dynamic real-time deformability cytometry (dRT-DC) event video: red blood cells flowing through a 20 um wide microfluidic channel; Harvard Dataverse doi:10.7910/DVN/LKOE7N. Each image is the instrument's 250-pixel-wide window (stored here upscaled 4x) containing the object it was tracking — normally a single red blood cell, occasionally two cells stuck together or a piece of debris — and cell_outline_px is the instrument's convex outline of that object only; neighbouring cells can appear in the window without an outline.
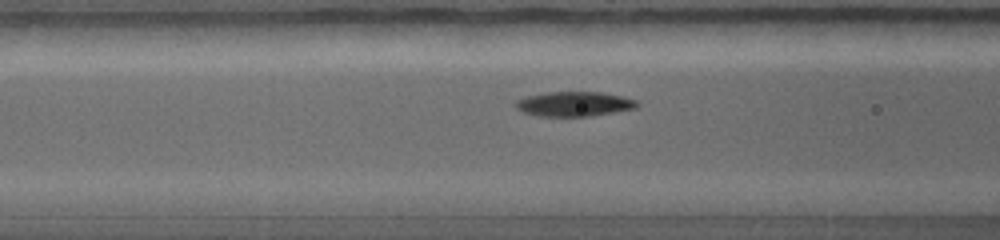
{"species": "common noctule bat (a hibernating species)", "species_latin": "Nyctalus noctula", "temperature_condition": "warm", "stored_images_in_passage": 38, "camera_frame_rate_fps": 5000, "um_per_image_px": 0.085, "animal": {"sex": "female", "body_mass_g": 19.0, "forearm_length_mm": 56.7}, "frame": {"image": 1, "passage_image": 20, "time_ms": 3.0, "image_size_px": [1000, 240], "cell_outline_px": [[636, 108], [592, 116], [540, 116], [528, 112], [520, 108], [516, 104], [520, 100], [532, 96], [556, 92], [600, 92], [620, 96], [636, 100]], "centroid_in_image_um": [48.92, 8.84], "position_along_channel_um": 117.7, "area_um2": 16.59}}
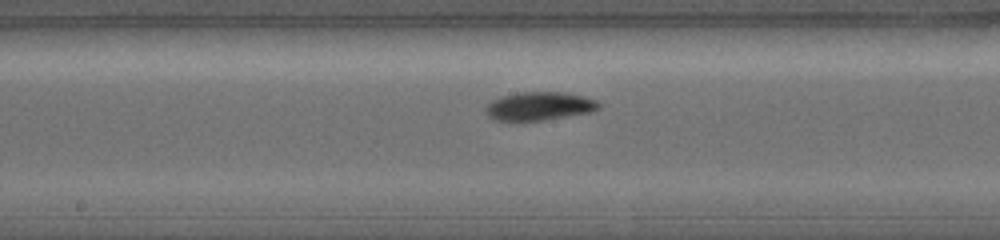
{"frame": {"image": 2, "passage_image": 25, "time_ms": 4.4, "image_size_px": [1000, 240], "cell_outline_px": [[600, 104], [596, 108], [588, 112], [520, 124], [496, 120], [488, 116], [488, 108], [496, 100], [504, 96], [524, 92], [556, 92], [580, 96], [592, 100]], "centroid_in_image_um": [45.78, 9.08], "position_along_channel_um": 202.4, "area_um2": 18.15}}
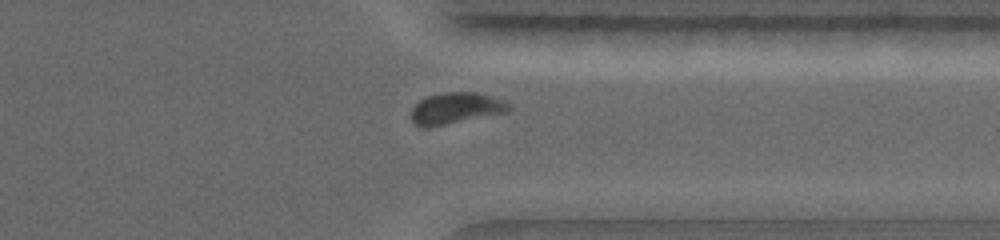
{"frame": {"image": 3, "passage_image": 35, "time_ms": 7.2, "image_size_px": [1000, 240], "cell_outline_px": [[512, 108], [504, 112], [428, 128], [424, 128], [416, 124], [412, 120], [412, 108], [420, 100], [428, 96], [448, 92], [476, 92], [500, 100], [508, 104]], "centroid_in_image_um": [38.68, 9.21], "position_along_channel_um": 372.7, "area_um2": 17.28}}